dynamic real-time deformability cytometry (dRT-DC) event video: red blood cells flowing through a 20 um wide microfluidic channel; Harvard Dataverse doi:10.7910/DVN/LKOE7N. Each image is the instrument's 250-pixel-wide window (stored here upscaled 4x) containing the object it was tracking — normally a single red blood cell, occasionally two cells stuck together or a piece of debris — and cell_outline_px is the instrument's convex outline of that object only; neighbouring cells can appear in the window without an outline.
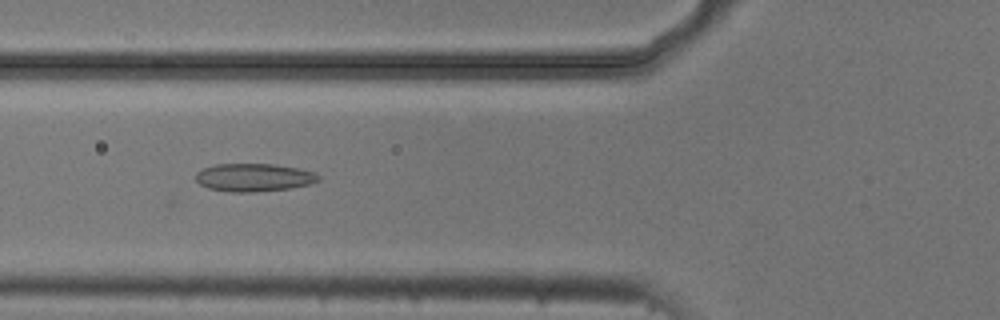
{"species": "common noctule bat (a hibernating species)", "species_latin": "Nyctalus noctula", "temperature_condition": "cold", "stored_images_in_passage": 24, "camera_frame_rate_fps": 3000, "um_per_image_px": 0.085, "animal": {"sex": "male", "body_mass_g": 20.5, "forearm_length_mm": 52.5}, "frame": {"image": 1, "passage_image": 3, "time_ms": 0.667, "image_size_px": [1000, 320], "cell_outline_px": [[320, 180], [308, 184], [292, 188], [256, 192], [228, 192], [208, 188], [200, 184], [196, 180], [196, 172], [204, 168], [216, 164], [272, 164], [300, 168], [316, 172], [320, 176]], "centroid_in_image_um": [21.6, 15.09], "position_along_channel_um": 104.2, "area_um2": 20.17}}
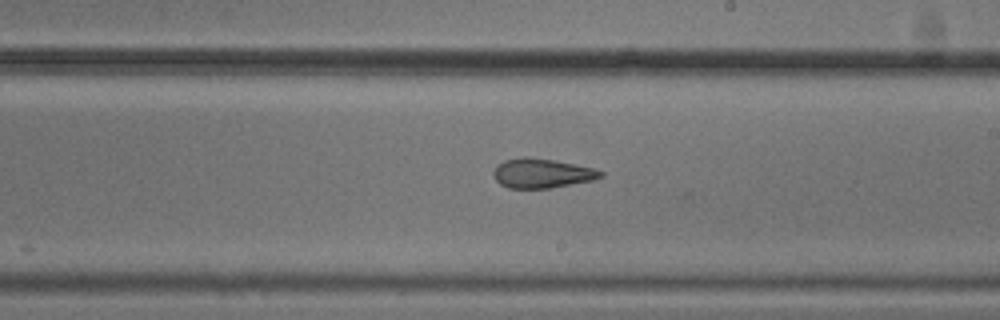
{"frame": {"image": 2, "passage_image": 14, "time_ms": 4.333, "image_size_px": [1000, 320], "cell_outline_px": [[604, 176], [592, 180], [548, 188], [508, 188], [500, 184], [496, 180], [492, 172], [496, 164], [504, 160], [524, 156], [552, 160], [592, 168], [604, 172]], "centroid_in_image_um": [46.0, 14.72], "position_along_channel_um": 243.0, "area_um2": 18.21}}
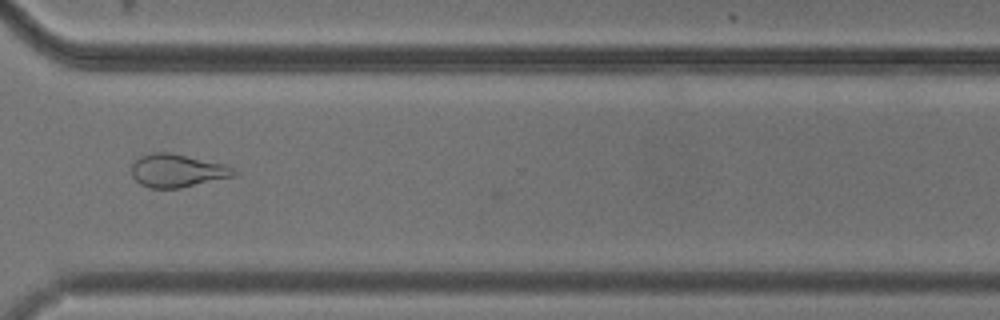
{"frame": {"image": 3, "passage_image": 23, "time_ms": 7.333, "image_size_px": [1000, 320], "cell_outline_px": [[236, 176], [180, 188], [148, 188], [140, 184], [132, 176], [132, 164], [140, 156], [152, 152], [168, 152], [224, 164], [232, 168], [236, 172]], "centroid_in_image_um": [15.04, 14.51], "position_along_channel_um": 355.6, "area_um2": 19.65}}